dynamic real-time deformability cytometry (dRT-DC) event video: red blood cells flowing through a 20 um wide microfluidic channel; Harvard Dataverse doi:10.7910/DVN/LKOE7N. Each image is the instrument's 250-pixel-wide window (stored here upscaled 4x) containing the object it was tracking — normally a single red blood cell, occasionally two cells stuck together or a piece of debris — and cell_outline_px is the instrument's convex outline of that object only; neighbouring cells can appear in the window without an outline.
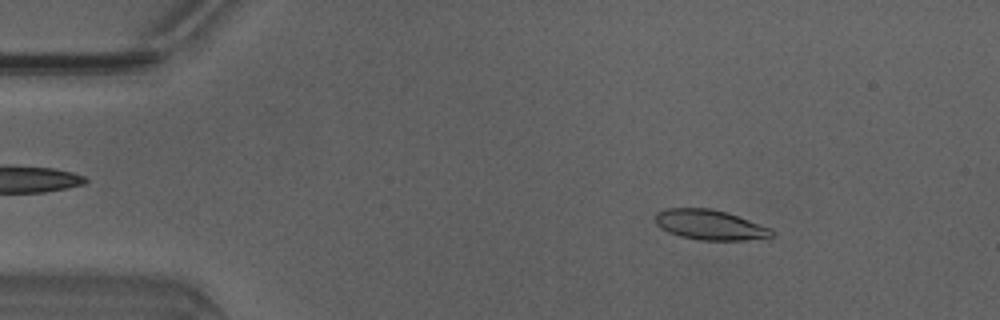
{"species": "Egyptian fruit bat (a non-hibernating species)", "species_latin": "Rousettus aegyptiacus", "temperature_condition": "warm", "stored_images_in_passage": 49, "camera_frame_rate_fps": 3000, "um_per_image_px": 0.085, "animal": {"sex": "male"}, "frame": {"image": 1, "passage_image": 7, "time_ms": 2.0, "image_size_px": [1000, 320], "cell_outline_px": [[776, 236], [744, 240], [700, 240], [680, 236], [668, 232], [660, 228], [656, 224], [656, 212], [668, 208], [712, 208], [772, 228]], "centroid_in_image_um": [60.34, 19.12], "position_along_channel_um": 24.7, "area_um2": 20.29}}
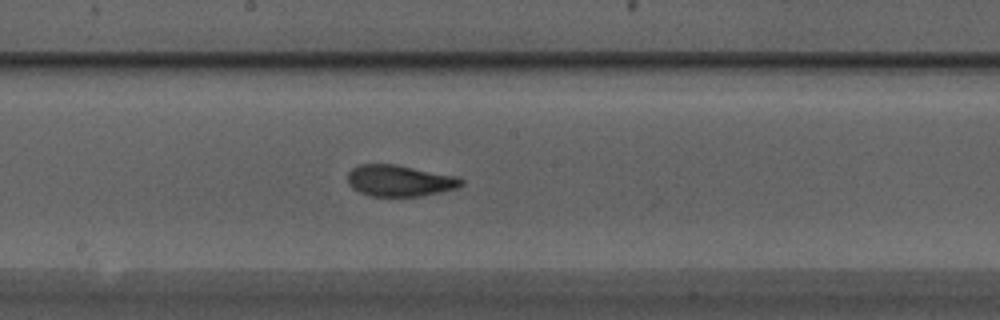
{"frame": {"image": 2, "passage_image": 26, "time_ms": 8.333, "image_size_px": [1000, 320], "cell_outline_px": [[464, 184], [456, 188], [440, 192], [420, 196], [372, 196], [360, 192], [352, 188], [348, 184], [348, 172], [356, 164], [396, 164], [452, 176], [464, 180]], "centroid_in_image_um": [33.91, 15.36], "position_along_channel_um": 214.3, "area_um2": 20.58}}
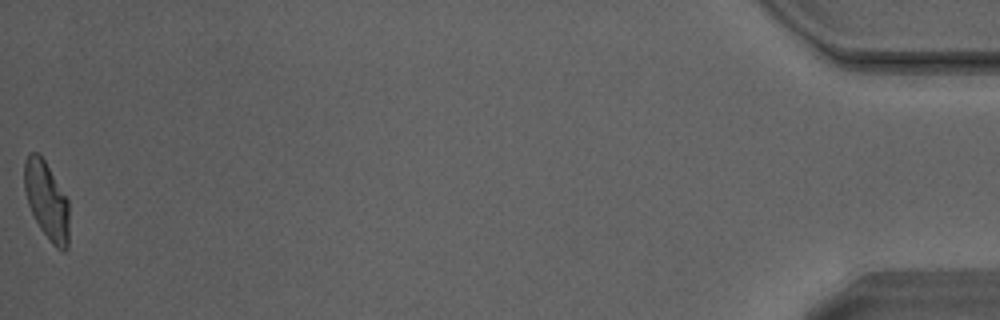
{"frame": {"image": 3, "passage_image": 49, "time_ms": 16.0, "image_size_px": [1000, 320], "cell_outline_px": [[68, 248], [64, 252], [56, 248], [52, 244], [40, 228], [28, 204], [24, 192], [24, 160], [28, 152], [36, 152], [44, 160], [68, 200]], "centroid_in_image_um": [3.95, 17.05], "position_along_channel_um": 431.3, "area_um2": 20.17}, "authors_computed_cell_mechanics": {"area_um2": 20.4612, "velocity_mm_per_s": 4.1728, "shape_relaxation_time_tau1_ms": 3.1413, "shape_relaxation_time_tau2_ms": 1.2928, "deformation_change_tau1": 0.178, "deformation_change_tau2": 0.0861}}